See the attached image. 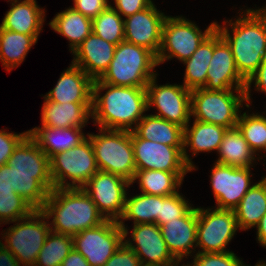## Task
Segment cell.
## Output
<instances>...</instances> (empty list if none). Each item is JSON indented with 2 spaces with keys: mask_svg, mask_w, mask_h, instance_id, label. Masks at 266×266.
<instances>
[{
  "mask_svg": "<svg viewBox=\"0 0 266 266\" xmlns=\"http://www.w3.org/2000/svg\"><path fill=\"white\" fill-rule=\"evenodd\" d=\"M103 90H107L104 95ZM146 111V88L113 86L99 79L93 81L91 119L99 128L132 131Z\"/></svg>",
  "mask_w": 266,
  "mask_h": 266,
  "instance_id": "1",
  "label": "cell"
},
{
  "mask_svg": "<svg viewBox=\"0 0 266 266\" xmlns=\"http://www.w3.org/2000/svg\"><path fill=\"white\" fill-rule=\"evenodd\" d=\"M242 12L234 22H217L216 29L229 44L236 68L247 81L266 56V15L251 8Z\"/></svg>",
  "mask_w": 266,
  "mask_h": 266,
  "instance_id": "2",
  "label": "cell"
},
{
  "mask_svg": "<svg viewBox=\"0 0 266 266\" xmlns=\"http://www.w3.org/2000/svg\"><path fill=\"white\" fill-rule=\"evenodd\" d=\"M42 211L52 219L51 231L69 236L106 221L82 188H53Z\"/></svg>",
  "mask_w": 266,
  "mask_h": 266,
  "instance_id": "3",
  "label": "cell"
},
{
  "mask_svg": "<svg viewBox=\"0 0 266 266\" xmlns=\"http://www.w3.org/2000/svg\"><path fill=\"white\" fill-rule=\"evenodd\" d=\"M156 66L157 56L152 51L122 41L115 47L113 59L99 80L113 86L146 88L158 76L154 71Z\"/></svg>",
  "mask_w": 266,
  "mask_h": 266,
  "instance_id": "4",
  "label": "cell"
},
{
  "mask_svg": "<svg viewBox=\"0 0 266 266\" xmlns=\"http://www.w3.org/2000/svg\"><path fill=\"white\" fill-rule=\"evenodd\" d=\"M99 171L118 175L130 183L136 173L132 131L103 129L99 133H87Z\"/></svg>",
  "mask_w": 266,
  "mask_h": 266,
  "instance_id": "5",
  "label": "cell"
},
{
  "mask_svg": "<svg viewBox=\"0 0 266 266\" xmlns=\"http://www.w3.org/2000/svg\"><path fill=\"white\" fill-rule=\"evenodd\" d=\"M244 103L246 105L245 89L191 90V116L197 121L227 129L236 127L239 114L242 112L239 109L244 108Z\"/></svg>",
  "mask_w": 266,
  "mask_h": 266,
  "instance_id": "6",
  "label": "cell"
},
{
  "mask_svg": "<svg viewBox=\"0 0 266 266\" xmlns=\"http://www.w3.org/2000/svg\"><path fill=\"white\" fill-rule=\"evenodd\" d=\"M12 223L15 224L1 233L5 241L3 245L22 266H35L38 253L51 231L49 219L42 210H34L29 216Z\"/></svg>",
  "mask_w": 266,
  "mask_h": 266,
  "instance_id": "7",
  "label": "cell"
},
{
  "mask_svg": "<svg viewBox=\"0 0 266 266\" xmlns=\"http://www.w3.org/2000/svg\"><path fill=\"white\" fill-rule=\"evenodd\" d=\"M49 162L54 188H82L99 171L88 136L76 147L53 155Z\"/></svg>",
  "mask_w": 266,
  "mask_h": 266,
  "instance_id": "8",
  "label": "cell"
},
{
  "mask_svg": "<svg viewBox=\"0 0 266 266\" xmlns=\"http://www.w3.org/2000/svg\"><path fill=\"white\" fill-rule=\"evenodd\" d=\"M217 22H211L202 30L185 17L167 16L163 24L161 46L157 55L158 66L176 58L183 62L190 58L201 43L216 29Z\"/></svg>",
  "mask_w": 266,
  "mask_h": 266,
  "instance_id": "9",
  "label": "cell"
},
{
  "mask_svg": "<svg viewBox=\"0 0 266 266\" xmlns=\"http://www.w3.org/2000/svg\"><path fill=\"white\" fill-rule=\"evenodd\" d=\"M212 210V211H211ZM239 230L234 210L197 207L198 253H223Z\"/></svg>",
  "mask_w": 266,
  "mask_h": 266,
  "instance_id": "10",
  "label": "cell"
},
{
  "mask_svg": "<svg viewBox=\"0 0 266 266\" xmlns=\"http://www.w3.org/2000/svg\"><path fill=\"white\" fill-rule=\"evenodd\" d=\"M156 79L153 77L146 86L147 110L155 106L159 112L152 115L184 129L191 120V90L183 84L158 85Z\"/></svg>",
  "mask_w": 266,
  "mask_h": 266,
  "instance_id": "11",
  "label": "cell"
},
{
  "mask_svg": "<svg viewBox=\"0 0 266 266\" xmlns=\"http://www.w3.org/2000/svg\"><path fill=\"white\" fill-rule=\"evenodd\" d=\"M124 232L118 221L106 220L73 236V247L90 266H104L122 245Z\"/></svg>",
  "mask_w": 266,
  "mask_h": 266,
  "instance_id": "12",
  "label": "cell"
},
{
  "mask_svg": "<svg viewBox=\"0 0 266 266\" xmlns=\"http://www.w3.org/2000/svg\"><path fill=\"white\" fill-rule=\"evenodd\" d=\"M130 185L129 181L118 175L97 171L82 189L106 220L119 221L124 212L127 188Z\"/></svg>",
  "mask_w": 266,
  "mask_h": 266,
  "instance_id": "13",
  "label": "cell"
},
{
  "mask_svg": "<svg viewBox=\"0 0 266 266\" xmlns=\"http://www.w3.org/2000/svg\"><path fill=\"white\" fill-rule=\"evenodd\" d=\"M136 170L192 172L183 158V146H170L139 138L132 131Z\"/></svg>",
  "mask_w": 266,
  "mask_h": 266,
  "instance_id": "14",
  "label": "cell"
},
{
  "mask_svg": "<svg viewBox=\"0 0 266 266\" xmlns=\"http://www.w3.org/2000/svg\"><path fill=\"white\" fill-rule=\"evenodd\" d=\"M252 168L214 163L210 184L217 209L234 210L251 186Z\"/></svg>",
  "mask_w": 266,
  "mask_h": 266,
  "instance_id": "15",
  "label": "cell"
},
{
  "mask_svg": "<svg viewBox=\"0 0 266 266\" xmlns=\"http://www.w3.org/2000/svg\"><path fill=\"white\" fill-rule=\"evenodd\" d=\"M132 228V239L124 237L123 242L139 257L142 266L180 265L169 252L156 223L136 224Z\"/></svg>",
  "mask_w": 266,
  "mask_h": 266,
  "instance_id": "16",
  "label": "cell"
},
{
  "mask_svg": "<svg viewBox=\"0 0 266 266\" xmlns=\"http://www.w3.org/2000/svg\"><path fill=\"white\" fill-rule=\"evenodd\" d=\"M246 80L239 74L232 50L217 29L214 30V49L209 63L206 90L225 91L245 89Z\"/></svg>",
  "mask_w": 266,
  "mask_h": 266,
  "instance_id": "17",
  "label": "cell"
},
{
  "mask_svg": "<svg viewBox=\"0 0 266 266\" xmlns=\"http://www.w3.org/2000/svg\"><path fill=\"white\" fill-rule=\"evenodd\" d=\"M167 16L152 3L148 8L124 19V41L145 47L158 55L163 24Z\"/></svg>",
  "mask_w": 266,
  "mask_h": 266,
  "instance_id": "18",
  "label": "cell"
},
{
  "mask_svg": "<svg viewBox=\"0 0 266 266\" xmlns=\"http://www.w3.org/2000/svg\"><path fill=\"white\" fill-rule=\"evenodd\" d=\"M0 186L11 187L35 210H42L54 188L50 174L16 173L8 164L0 166Z\"/></svg>",
  "mask_w": 266,
  "mask_h": 266,
  "instance_id": "19",
  "label": "cell"
},
{
  "mask_svg": "<svg viewBox=\"0 0 266 266\" xmlns=\"http://www.w3.org/2000/svg\"><path fill=\"white\" fill-rule=\"evenodd\" d=\"M160 229L169 252L181 263L196 252L197 207H192L179 219L166 222Z\"/></svg>",
  "mask_w": 266,
  "mask_h": 266,
  "instance_id": "20",
  "label": "cell"
},
{
  "mask_svg": "<svg viewBox=\"0 0 266 266\" xmlns=\"http://www.w3.org/2000/svg\"><path fill=\"white\" fill-rule=\"evenodd\" d=\"M116 45L93 32L72 53V64L80 67L93 81L100 79L113 59Z\"/></svg>",
  "mask_w": 266,
  "mask_h": 266,
  "instance_id": "21",
  "label": "cell"
},
{
  "mask_svg": "<svg viewBox=\"0 0 266 266\" xmlns=\"http://www.w3.org/2000/svg\"><path fill=\"white\" fill-rule=\"evenodd\" d=\"M93 80L78 66H70L61 73L55 87L43 98L55 103H92Z\"/></svg>",
  "mask_w": 266,
  "mask_h": 266,
  "instance_id": "22",
  "label": "cell"
},
{
  "mask_svg": "<svg viewBox=\"0 0 266 266\" xmlns=\"http://www.w3.org/2000/svg\"><path fill=\"white\" fill-rule=\"evenodd\" d=\"M10 4L0 26L12 32L32 35L38 41L45 22V10L36 0H17Z\"/></svg>",
  "mask_w": 266,
  "mask_h": 266,
  "instance_id": "23",
  "label": "cell"
},
{
  "mask_svg": "<svg viewBox=\"0 0 266 266\" xmlns=\"http://www.w3.org/2000/svg\"><path fill=\"white\" fill-rule=\"evenodd\" d=\"M193 121L192 127L188 124L184 128L183 137V158L192 171L197 167L194 166L192 158L188 155L187 148L190 147L188 149L190 152L192 151L193 157L199 152H217L227 130V128L212 123L200 122L195 119Z\"/></svg>",
  "mask_w": 266,
  "mask_h": 266,
  "instance_id": "24",
  "label": "cell"
},
{
  "mask_svg": "<svg viewBox=\"0 0 266 266\" xmlns=\"http://www.w3.org/2000/svg\"><path fill=\"white\" fill-rule=\"evenodd\" d=\"M41 111V126L83 128L92 118V103H55L44 99Z\"/></svg>",
  "mask_w": 266,
  "mask_h": 266,
  "instance_id": "25",
  "label": "cell"
},
{
  "mask_svg": "<svg viewBox=\"0 0 266 266\" xmlns=\"http://www.w3.org/2000/svg\"><path fill=\"white\" fill-rule=\"evenodd\" d=\"M29 135L49 157L76 147L87 135L82 128H51L46 126L34 127L28 130Z\"/></svg>",
  "mask_w": 266,
  "mask_h": 266,
  "instance_id": "26",
  "label": "cell"
},
{
  "mask_svg": "<svg viewBox=\"0 0 266 266\" xmlns=\"http://www.w3.org/2000/svg\"><path fill=\"white\" fill-rule=\"evenodd\" d=\"M7 164L16 173L50 174L49 157L29 134L14 149Z\"/></svg>",
  "mask_w": 266,
  "mask_h": 266,
  "instance_id": "27",
  "label": "cell"
},
{
  "mask_svg": "<svg viewBox=\"0 0 266 266\" xmlns=\"http://www.w3.org/2000/svg\"><path fill=\"white\" fill-rule=\"evenodd\" d=\"M217 154H219V157L215 162L233 167L251 168L256 159L262 160L261 157H256L259 154H255L249 147L237 127L226 130Z\"/></svg>",
  "mask_w": 266,
  "mask_h": 266,
  "instance_id": "28",
  "label": "cell"
},
{
  "mask_svg": "<svg viewBox=\"0 0 266 266\" xmlns=\"http://www.w3.org/2000/svg\"><path fill=\"white\" fill-rule=\"evenodd\" d=\"M49 26L67 38L72 53L92 33V19L72 7L57 13Z\"/></svg>",
  "mask_w": 266,
  "mask_h": 266,
  "instance_id": "29",
  "label": "cell"
},
{
  "mask_svg": "<svg viewBox=\"0 0 266 266\" xmlns=\"http://www.w3.org/2000/svg\"><path fill=\"white\" fill-rule=\"evenodd\" d=\"M132 131L145 140L170 146H183L184 129L152 114H145Z\"/></svg>",
  "mask_w": 266,
  "mask_h": 266,
  "instance_id": "30",
  "label": "cell"
},
{
  "mask_svg": "<svg viewBox=\"0 0 266 266\" xmlns=\"http://www.w3.org/2000/svg\"><path fill=\"white\" fill-rule=\"evenodd\" d=\"M160 214V196L140 193L125 198V207L118 224L122 227L124 237H128L129 229L125 225L126 220H134L133 224L156 223Z\"/></svg>",
  "mask_w": 266,
  "mask_h": 266,
  "instance_id": "31",
  "label": "cell"
},
{
  "mask_svg": "<svg viewBox=\"0 0 266 266\" xmlns=\"http://www.w3.org/2000/svg\"><path fill=\"white\" fill-rule=\"evenodd\" d=\"M234 211L239 230L246 231L258 225L266 213V181L263 178L252 184Z\"/></svg>",
  "mask_w": 266,
  "mask_h": 266,
  "instance_id": "32",
  "label": "cell"
},
{
  "mask_svg": "<svg viewBox=\"0 0 266 266\" xmlns=\"http://www.w3.org/2000/svg\"><path fill=\"white\" fill-rule=\"evenodd\" d=\"M188 172H165L161 170H136L134 179L138 180L140 191L144 194L171 196L179 192L184 177Z\"/></svg>",
  "mask_w": 266,
  "mask_h": 266,
  "instance_id": "33",
  "label": "cell"
},
{
  "mask_svg": "<svg viewBox=\"0 0 266 266\" xmlns=\"http://www.w3.org/2000/svg\"><path fill=\"white\" fill-rule=\"evenodd\" d=\"M214 49V31L201 43L192 56L182 63L185 64L183 85L189 89L204 88L207 71Z\"/></svg>",
  "mask_w": 266,
  "mask_h": 266,
  "instance_id": "34",
  "label": "cell"
},
{
  "mask_svg": "<svg viewBox=\"0 0 266 266\" xmlns=\"http://www.w3.org/2000/svg\"><path fill=\"white\" fill-rule=\"evenodd\" d=\"M37 40L32 35L16 33L0 26V62L6 71L17 68Z\"/></svg>",
  "mask_w": 266,
  "mask_h": 266,
  "instance_id": "35",
  "label": "cell"
},
{
  "mask_svg": "<svg viewBox=\"0 0 266 266\" xmlns=\"http://www.w3.org/2000/svg\"><path fill=\"white\" fill-rule=\"evenodd\" d=\"M73 248V236L50 231L38 253L35 266H61Z\"/></svg>",
  "mask_w": 266,
  "mask_h": 266,
  "instance_id": "36",
  "label": "cell"
},
{
  "mask_svg": "<svg viewBox=\"0 0 266 266\" xmlns=\"http://www.w3.org/2000/svg\"><path fill=\"white\" fill-rule=\"evenodd\" d=\"M258 113L240 112L236 127L255 154H262L266 152V114Z\"/></svg>",
  "mask_w": 266,
  "mask_h": 266,
  "instance_id": "37",
  "label": "cell"
},
{
  "mask_svg": "<svg viewBox=\"0 0 266 266\" xmlns=\"http://www.w3.org/2000/svg\"><path fill=\"white\" fill-rule=\"evenodd\" d=\"M92 32L117 46L124 41V18L110 4L92 19Z\"/></svg>",
  "mask_w": 266,
  "mask_h": 266,
  "instance_id": "38",
  "label": "cell"
},
{
  "mask_svg": "<svg viewBox=\"0 0 266 266\" xmlns=\"http://www.w3.org/2000/svg\"><path fill=\"white\" fill-rule=\"evenodd\" d=\"M34 210L13 188L0 186V225L18 221Z\"/></svg>",
  "mask_w": 266,
  "mask_h": 266,
  "instance_id": "39",
  "label": "cell"
},
{
  "mask_svg": "<svg viewBox=\"0 0 266 266\" xmlns=\"http://www.w3.org/2000/svg\"><path fill=\"white\" fill-rule=\"evenodd\" d=\"M192 205L180 192L171 196H160V214L158 215V226L168 221L179 219L184 216Z\"/></svg>",
  "mask_w": 266,
  "mask_h": 266,
  "instance_id": "40",
  "label": "cell"
},
{
  "mask_svg": "<svg viewBox=\"0 0 266 266\" xmlns=\"http://www.w3.org/2000/svg\"><path fill=\"white\" fill-rule=\"evenodd\" d=\"M193 262L187 266H245L243 260L232 251L223 253H198L193 255Z\"/></svg>",
  "mask_w": 266,
  "mask_h": 266,
  "instance_id": "41",
  "label": "cell"
},
{
  "mask_svg": "<svg viewBox=\"0 0 266 266\" xmlns=\"http://www.w3.org/2000/svg\"><path fill=\"white\" fill-rule=\"evenodd\" d=\"M28 134L29 131L17 134L6 132L4 129L0 130V166L7 164L14 149Z\"/></svg>",
  "mask_w": 266,
  "mask_h": 266,
  "instance_id": "42",
  "label": "cell"
},
{
  "mask_svg": "<svg viewBox=\"0 0 266 266\" xmlns=\"http://www.w3.org/2000/svg\"><path fill=\"white\" fill-rule=\"evenodd\" d=\"M254 83L256 91L266 94V56L257 70L248 78L245 87L246 106L250 108L251 102V85Z\"/></svg>",
  "mask_w": 266,
  "mask_h": 266,
  "instance_id": "43",
  "label": "cell"
},
{
  "mask_svg": "<svg viewBox=\"0 0 266 266\" xmlns=\"http://www.w3.org/2000/svg\"><path fill=\"white\" fill-rule=\"evenodd\" d=\"M104 266H142L139 257L124 242Z\"/></svg>",
  "mask_w": 266,
  "mask_h": 266,
  "instance_id": "44",
  "label": "cell"
},
{
  "mask_svg": "<svg viewBox=\"0 0 266 266\" xmlns=\"http://www.w3.org/2000/svg\"><path fill=\"white\" fill-rule=\"evenodd\" d=\"M73 9L91 19L97 17L109 5V0H73Z\"/></svg>",
  "mask_w": 266,
  "mask_h": 266,
  "instance_id": "45",
  "label": "cell"
},
{
  "mask_svg": "<svg viewBox=\"0 0 266 266\" xmlns=\"http://www.w3.org/2000/svg\"><path fill=\"white\" fill-rule=\"evenodd\" d=\"M112 6L123 18L148 8L152 0H114Z\"/></svg>",
  "mask_w": 266,
  "mask_h": 266,
  "instance_id": "46",
  "label": "cell"
},
{
  "mask_svg": "<svg viewBox=\"0 0 266 266\" xmlns=\"http://www.w3.org/2000/svg\"><path fill=\"white\" fill-rule=\"evenodd\" d=\"M61 266H90L85 257L74 248L63 260Z\"/></svg>",
  "mask_w": 266,
  "mask_h": 266,
  "instance_id": "47",
  "label": "cell"
},
{
  "mask_svg": "<svg viewBox=\"0 0 266 266\" xmlns=\"http://www.w3.org/2000/svg\"><path fill=\"white\" fill-rule=\"evenodd\" d=\"M0 266H22L0 240Z\"/></svg>",
  "mask_w": 266,
  "mask_h": 266,
  "instance_id": "48",
  "label": "cell"
},
{
  "mask_svg": "<svg viewBox=\"0 0 266 266\" xmlns=\"http://www.w3.org/2000/svg\"><path fill=\"white\" fill-rule=\"evenodd\" d=\"M256 228L257 241L262 247L266 248V213L262 216Z\"/></svg>",
  "mask_w": 266,
  "mask_h": 266,
  "instance_id": "49",
  "label": "cell"
},
{
  "mask_svg": "<svg viewBox=\"0 0 266 266\" xmlns=\"http://www.w3.org/2000/svg\"><path fill=\"white\" fill-rule=\"evenodd\" d=\"M252 10H254L255 12H258V13H260V14H265L266 15V5L264 6V7H262V8H256V9H252Z\"/></svg>",
  "mask_w": 266,
  "mask_h": 266,
  "instance_id": "50",
  "label": "cell"
},
{
  "mask_svg": "<svg viewBox=\"0 0 266 266\" xmlns=\"http://www.w3.org/2000/svg\"><path fill=\"white\" fill-rule=\"evenodd\" d=\"M245 266H249V265H245ZM255 266H266V262L263 260L259 261L258 263L255 264Z\"/></svg>",
  "mask_w": 266,
  "mask_h": 266,
  "instance_id": "51",
  "label": "cell"
}]
</instances>
